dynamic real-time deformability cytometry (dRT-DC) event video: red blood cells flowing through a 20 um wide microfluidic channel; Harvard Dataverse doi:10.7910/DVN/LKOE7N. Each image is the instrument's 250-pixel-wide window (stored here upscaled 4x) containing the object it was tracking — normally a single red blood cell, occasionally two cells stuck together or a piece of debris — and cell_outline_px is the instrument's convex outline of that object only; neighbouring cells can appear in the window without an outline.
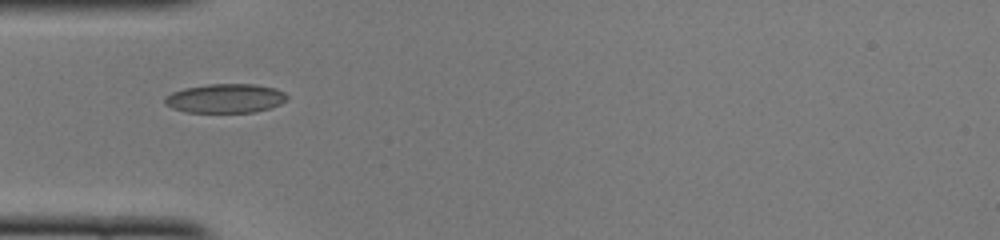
{"species": "common noctule bat (a hibernating species)", "species_latin": "Nyctalus noctula", "temperature_condition": "cold", "stored_images_in_passage": 35, "camera_frame_rate_fps": 3000, "um_per_image_px": 0.085, "animal": {"sex": "female", "body_mass_g": 22.0, "forearm_length_mm": 56.7}, "frame": {"image": 1, "passage_image": 1, "time_ms": 0.0, "image_size_px": [1000, 240], "cell_outline_px": [[288, 100], [280, 104], [256, 112], [184, 112], [172, 108], [164, 104], [164, 96], [172, 92], [184, 88], [208, 84], [256, 84], [276, 88], [284, 92], [288, 96]], "centroid_in_image_um": [19.15, 8.36], "position_along_channel_um": 65.8, "area_um2": 20.92}}
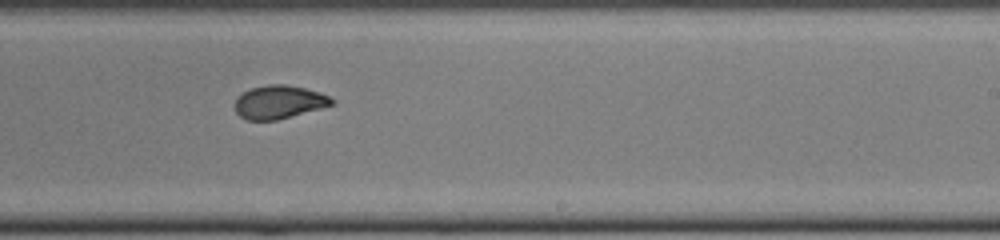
{"frame": {"image": 2, "passage_image": 16, "time_ms": 5.0, "image_size_px": [1000, 240], "cell_outline_px": [[336, 104], [276, 120], [244, 120], [236, 112], [236, 96], [252, 88], [268, 84], [284, 84], [304, 88], [320, 92], [336, 100]], "centroid_in_image_um": [23.73, 8.67], "position_along_channel_um": 265.3, "area_um2": 18.79}}
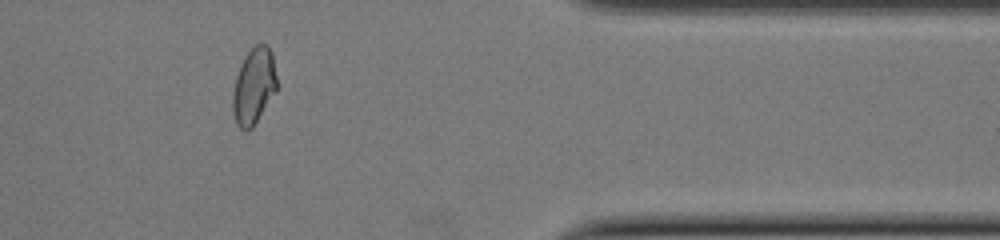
{"frame": {"image": 3, "passage_image": 27, "time_ms": 8.667, "image_size_px": [1000, 240], "cell_outline_px": [[276, 92], [252, 128], [248, 132], [244, 132], [236, 124], [232, 112], [232, 96], [236, 76], [244, 56], [256, 44], [268, 44], [272, 52], [276, 76]], "centroid_in_image_um": [21.56, 7.35], "position_along_channel_um": 389.8, "area_um2": 19.77}, "authors_computed_cell_mechanics": {"area_um2": 19.5942, "velocity_mm_per_s": 3.9945, "shape_relaxation_time_tau1_ms": 7.8004, "shape_relaxation_time_tau2_ms": 1.4415, "deformation_change_tau1": 0.2302, "deformation_change_tau2": 0.0467}}